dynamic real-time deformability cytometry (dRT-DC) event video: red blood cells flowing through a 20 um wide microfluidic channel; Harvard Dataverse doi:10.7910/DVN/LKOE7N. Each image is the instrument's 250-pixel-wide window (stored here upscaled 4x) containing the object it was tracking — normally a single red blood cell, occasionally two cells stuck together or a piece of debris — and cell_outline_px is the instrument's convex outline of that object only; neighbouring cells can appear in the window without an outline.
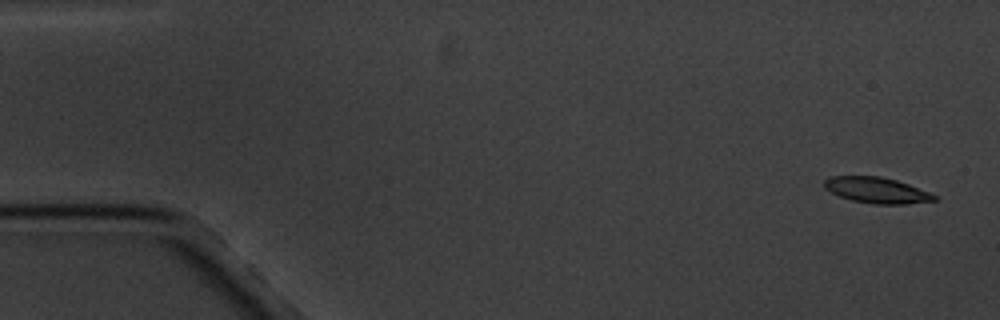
{"species": "common noctule bat (a hibernating species)", "species_latin": "Nyctalus noctula", "temperature_condition": "cold", "stored_images_in_passage": 6, "camera_frame_rate_fps": 3000, "um_per_image_px": 0.085, "animal": {"sex": "male", "body_mass_g": 20.1, "forearm_length_mm": 53.5}, "frame": {"image": 1, "passage_image": 1, "time_ms": 0.0, "image_size_px": [1000, 320], "cell_outline_px": [[936, 200], [908, 204], [872, 204], [852, 200], [840, 196], [824, 188], [824, 180], [828, 176], [880, 176], [896, 180], [908, 184], [928, 192], [936, 196]], "centroid_in_image_um": [74.49, 16.16], "position_along_channel_um": 10.5, "area_um2": 16.47}}